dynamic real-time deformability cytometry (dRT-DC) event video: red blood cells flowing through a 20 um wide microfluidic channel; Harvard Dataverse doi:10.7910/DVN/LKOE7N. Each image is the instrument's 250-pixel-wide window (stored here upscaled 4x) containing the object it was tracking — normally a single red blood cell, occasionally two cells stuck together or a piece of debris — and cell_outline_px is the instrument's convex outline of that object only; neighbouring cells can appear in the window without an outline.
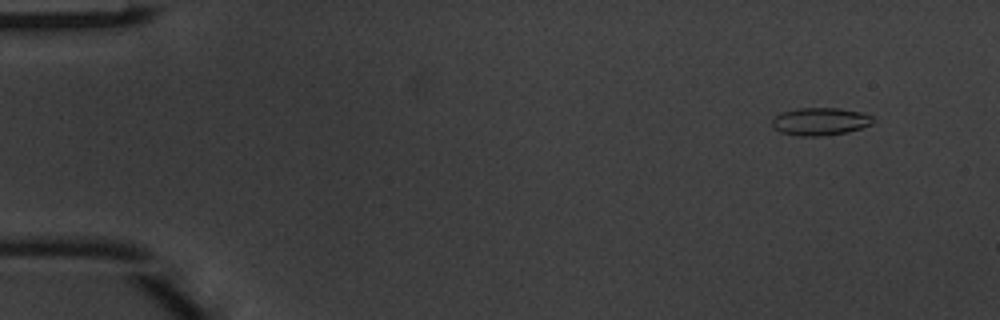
{"species": "common noctule bat (a hibernating species)", "species_latin": "Nyctalus noctula", "temperature_condition": "warm", "stored_images_in_passage": 4, "camera_frame_rate_fps": 3000, "um_per_image_px": 0.085, "animal": {"sex": "male", "body_mass_g": 20.1, "forearm_length_mm": 53.5}, "frame": {"image": 1, "passage_image": 1, "time_ms": 0.0, "image_size_px": [1000, 320], "cell_outline_px": [[876, 120], [872, 124], [848, 132], [824, 136], [800, 136], [780, 132], [772, 124], [772, 120], [776, 116], [784, 112], [796, 108], [840, 108], [860, 112], [872, 116]], "centroid_in_image_um": [69.76, 10.33], "position_along_channel_um": 15.2, "area_um2": 16.24}}
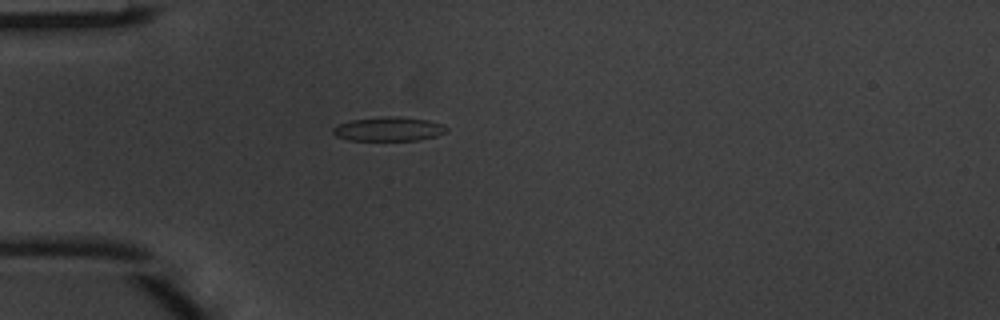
{"frame": {"image": 2, "passage_image": 4, "time_ms": 1.0, "image_size_px": [1000, 320], "cell_outline_px": [[448, 132], [436, 136], [416, 140], [348, 140], [336, 136], [332, 132], [332, 128], [336, 124], [352, 120], [384, 116], [400, 116], [428, 120], [444, 124], [448, 128]], "centroid_in_image_um": [33.05, 10.96], "position_along_channel_um": 52.0, "area_um2": 16.13}}